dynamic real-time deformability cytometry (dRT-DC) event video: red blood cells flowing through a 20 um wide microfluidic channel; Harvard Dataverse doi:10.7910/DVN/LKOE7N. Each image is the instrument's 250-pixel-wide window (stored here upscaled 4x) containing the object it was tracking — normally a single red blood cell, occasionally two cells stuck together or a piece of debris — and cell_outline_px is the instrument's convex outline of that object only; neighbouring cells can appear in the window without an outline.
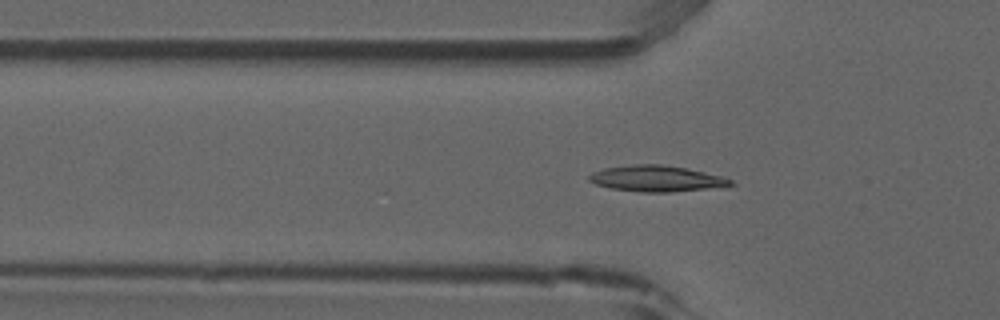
{"species": "common noctule bat (a hibernating species)", "species_latin": "Nyctalus noctula", "temperature_condition": "room temperature", "stored_images_in_passage": 54, "camera_frame_rate_fps": 3000, "um_per_image_px": 0.085, "animal": {"sex": "male", "forearm_length_mm": 52.5}, "frame": {"image": 1, "passage_image": 17, "time_ms": 5.333, "image_size_px": [1000, 320], "cell_outline_px": [[736, 184], [672, 192], [640, 192], [608, 188], [596, 184], [588, 180], [588, 176], [592, 172], [604, 168], [632, 164], [664, 164], [688, 168], [720, 176], [732, 180]], "centroid_in_image_um": [55.73, 15.17], "position_along_channel_um": 70.1, "area_um2": 21.39}}
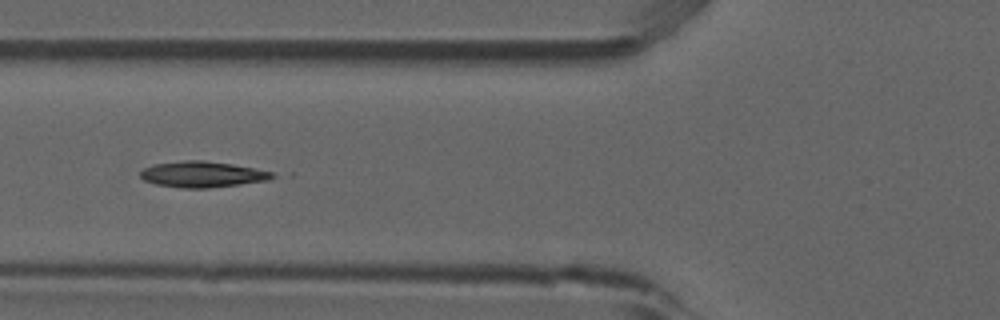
{"frame": {"image": 2, "passage_image": 20, "time_ms": 6.333, "image_size_px": [1000, 320], "cell_outline_px": [[276, 176], [268, 180], [240, 184], [208, 188], [180, 188], [156, 184], [144, 180], [140, 176], [140, 172], [144, 168], [152, 164], [188, 160], [204, 160], [232, 164], [272, 172]], "centroid_in_image_um": [17.17, 14.82], "position_along_channel_um": 108.6, "area_um2": 19.83}}
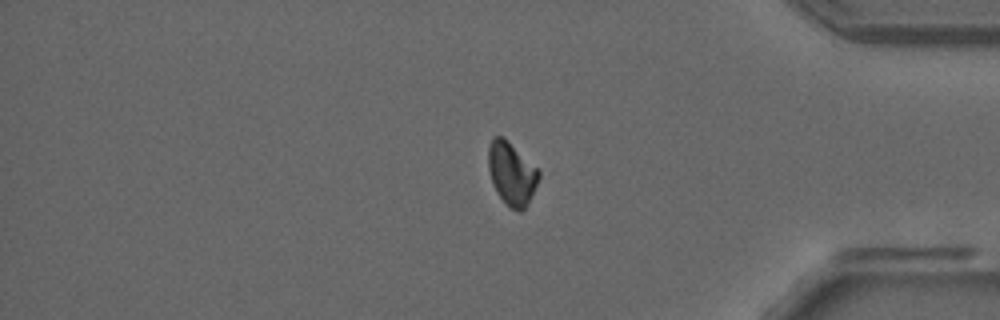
{"frame": {"image": 3, "passage_image": 44, "time_ms": 14.333, "image_size_px": [1000, 320], "cell_outline_px": [[540, 176], [524, 208], [520, 212], [508, 208], [504, 204], [496, 192], [492, 184], [488, 168], [488, 148], [492, 136], [504, 136], [540, 168]], "centroid_in_image_um": [43.47, 14.71], "position_along_channel_um": 391.7, "area_um2": 18.96}, "authors_computed_cell_mechanics": {"area_um2": 19.363, "velocity_mm_per_s": 3.8444, "shape_relaxation_time_tau1_ms": 6.951, "shape_relaxation_time_tau2_ms": 5.5656, "deformation_change_tau1": 0.1464, "deformation_change_tau2": 0.0952}}